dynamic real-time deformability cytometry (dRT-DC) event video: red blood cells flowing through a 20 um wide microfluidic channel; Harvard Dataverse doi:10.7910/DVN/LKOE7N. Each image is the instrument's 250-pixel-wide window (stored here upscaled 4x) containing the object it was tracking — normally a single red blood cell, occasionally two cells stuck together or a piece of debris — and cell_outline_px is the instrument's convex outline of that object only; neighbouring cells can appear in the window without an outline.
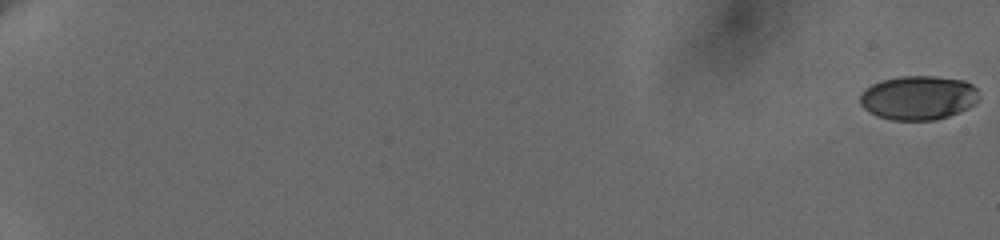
{"species": "human", "species_latin": "Homo sapiens", "temperature_condition": "cold", "stored_images_in_passage": 61, "camera_frame_rate_fps": 3000, "um_per_image_px": 0.085, "donor": {"sex": "female"}, "frame": {"image": 1, "passage_image": 1, "time_ms": 0.0, "image_size_px": [1000, 240], "cell_outline_px": [[980, 100], [976, 104], [960, 112], [936, 120], [892, 120], [876, 116], [868, 112], [860, 104], [860, 96], [872, 84], [880, 80], [900, 76], [936, 76], [964, 80], [972, 84], [976, 88]], "centroid_in_image_um": [78.09, 8.31], "position_along_channel_um": 6.9, "area_um2": 30.87}}
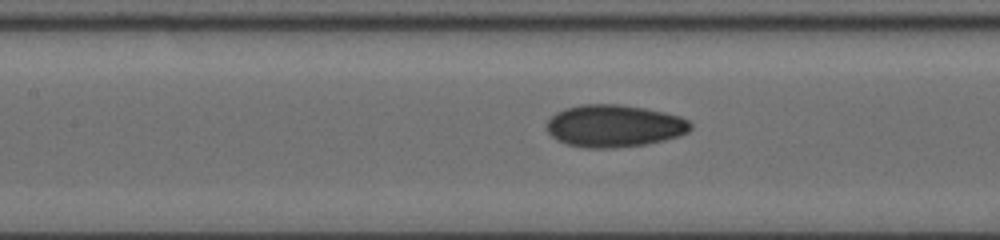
{"frame": {"image": 2, "passage_image": 33, "time_ms": 10.667, "image_size_px": [1000, 240], "cell_outline_px": [[692, 128], [688, 132], [680, 136], [664, 140], [644, 144], [612, 148], [588, 148], [568, 144], [552, 136], [544, 128], [548, 120], [556, 112], [564, 108], [580, 104], [620, 104], [644, 108], [664, 112], [680, 116], [688, 120], [692, 124]], "centroid_in_image_um": [52.21, 10.69], "position_along_channel_um": 155.2, "area_um2": 35.55}}
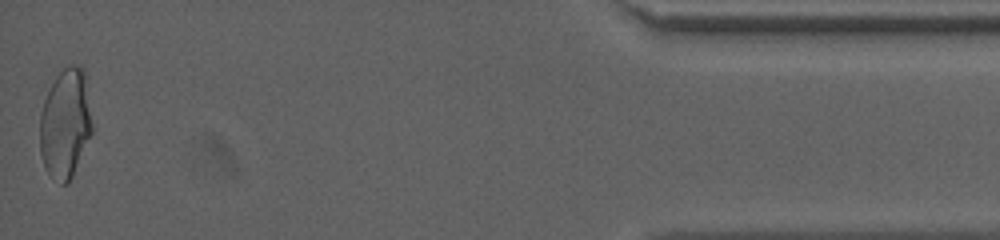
{"frame": {"image": 3, "passage_image": 61, "time_ms": 20.0, "image_size_px": [1000, 240], "cell_outline_px": [[92, 132], [72, 176], [68, 184], [60, 184], [48, 176], [44, 168], [40, 152], [40, 112], [44, 100], [56, 76], [64, 68], [72, 64], [80, 64], [84, 68], [92, 124]], "centroid_in_image_um": [5.54, 10.52], "position_along_channel_um": 429.7, "area_um2": 33.47}, "authors_computed_cell_mechanics": {"area_um2": 33.1772, "velocity_mm_per_s": 3.6495, "shape_relaxation_time_tau1_ms": 5.5931, "shape_relaxation_time_tau2_ms": 1.5856, "deformation_change_tau1": 0.1634, "deformation_change_tau2": 0.057}}